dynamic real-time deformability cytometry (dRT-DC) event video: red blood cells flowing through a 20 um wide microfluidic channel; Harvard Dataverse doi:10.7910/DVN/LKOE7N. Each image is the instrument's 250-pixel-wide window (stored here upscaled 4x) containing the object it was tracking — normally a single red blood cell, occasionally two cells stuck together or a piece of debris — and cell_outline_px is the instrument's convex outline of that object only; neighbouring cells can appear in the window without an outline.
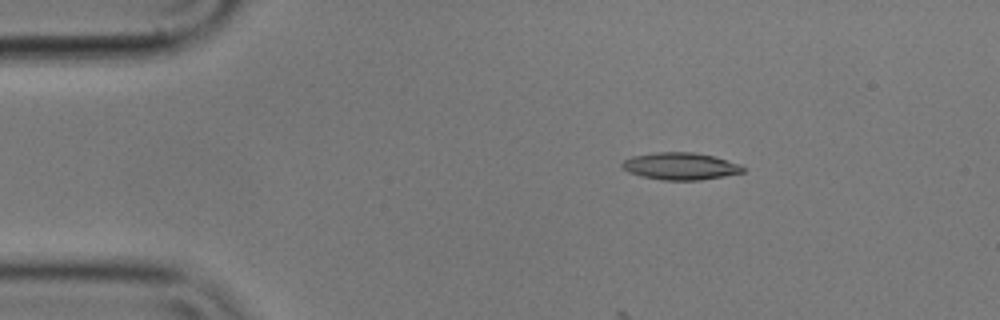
{"species": "common noctule bat (a hibernating species)", "species_latin": "Nyctalus noctula", "temperature_condition": "cold", "stored_images_in_passage": 11, "camera_frame_rate_fps": 3000, "um_per_image_px": 0.085, "animal": {"sex": "male", "body_mass_g": 17.9}, "frame": {"image": 1, "passage_image": 1, "time_ms": 0.0, "image_size_px": [1000, 320], "cell_outline_px": [[744, 172], [724, 176], [700, 180], [664, 180], [640, 176], [628, 172], [620, 164], [624, 160], [632, 156], [656, 152], [692, 152], [712, 156], [740, 164], [744, 168]], "centroid_in_image_um": [57.81, 14.13], "position_along_channel_um": 27.2, "area_um2": 19.02}}
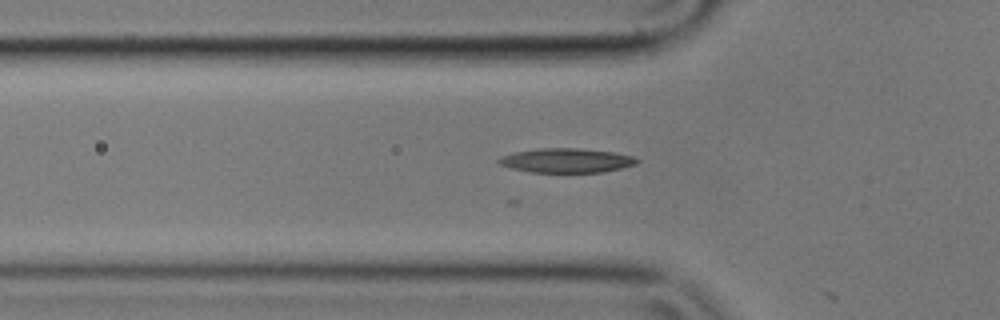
{"frame": {"image": 2, "passage_image": 10, "time_ms": 3.0, "image_size_px": [1000, 320], "cell_outline_px": [[640, 160], [636, 164], [604, 172], [532, 172], [512, 168], [500, 164], [496, 160], [500, 156], [516, 152], [540, 148], [580, 148], [616, 152], [632, 156]], "centroid_in_image_um": [48.17, 13.63], "position_along_channel_um": 77.6, "area_um2": 19.54}}